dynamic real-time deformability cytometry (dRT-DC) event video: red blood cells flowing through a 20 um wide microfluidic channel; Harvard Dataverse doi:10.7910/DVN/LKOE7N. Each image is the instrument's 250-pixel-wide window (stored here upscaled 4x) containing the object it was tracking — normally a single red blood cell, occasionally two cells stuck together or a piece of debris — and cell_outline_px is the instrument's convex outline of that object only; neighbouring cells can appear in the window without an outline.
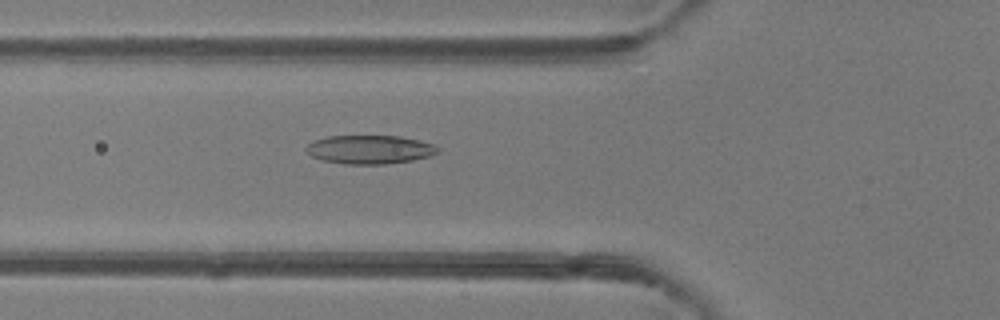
{"species": "common noctule bat (a hibernating species)", "species_latin": "Nyctalus noctula", "temperature_condition": "room temperature", "stored_images_in_passage": 36, "camera_frame_rate_fps": 3000, "um_per_image_px": 0.085, "animal": {"sex": "female"}, "frame": {"image": 1, "passage_image": 5, "time_ms": 1.333, "image_size_px": [1000, 320], "cell_outline_px": [[440, 152], [432, 156], [412, 160], [384, 164], [344, 164], [324, 160], [312, 156], [304, 148], [312, 140], [328, 136], [400, 136], [420, 140], [436, 144], [440, 148]], "centroid_in_image_um": [31.48, 12.7], "position_along_channel_um": 94.3, "area_um2": 22.2}}
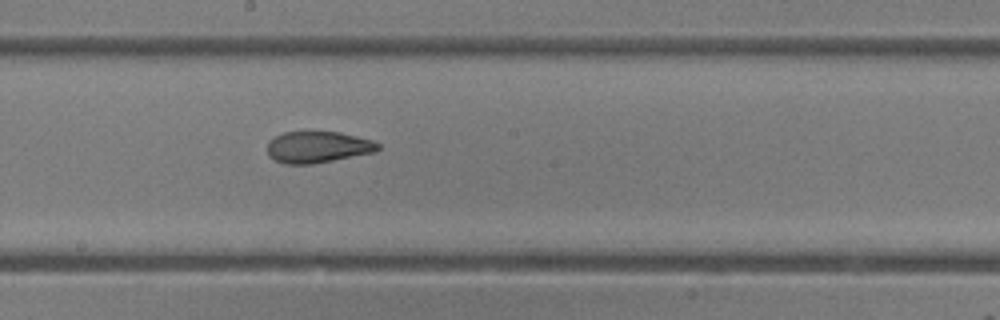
{"frame": {"image": 2, "passage_image": 14, "time_ms": 4.333, "image_size_px": [1000, 320], "cell_outline_px": [[380, 148], [376, 152], [312, 164], [284, 164], [268, 156], [268, 140], [284, 132], [340, 132], [372, 140], [380, 144]], "centroid_in_image_um": [27.02, 12.5], "position_along_channel_um": 221.2, "area_um2": 20.29}}
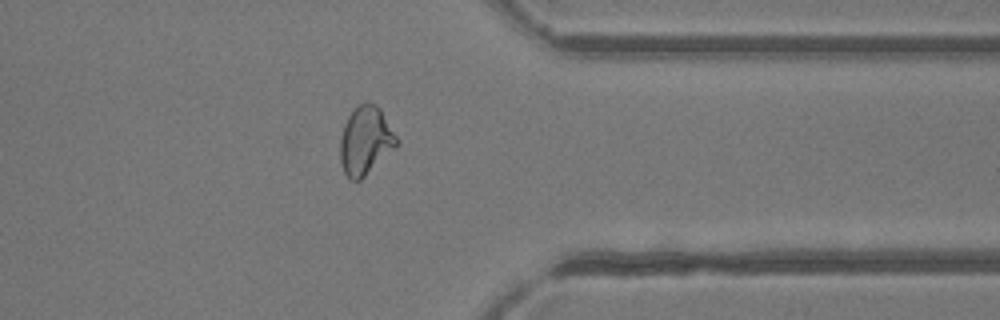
{"frame": {"image": 3, "passage_image": 26, "time_ms": 8.333, "image_size_px": [1000, 320], "cell_outline_px": [[400, 144], [396, 148], [360, 180], [352, 180], [344, 172], [340, 160], [340, 136], [344, 124], [348, 116], [360, 104], [368, 100], [376, 104], [380, 108], [400, 140]], "centroid_in_image_um": [31.1, 11.93], "position_along_channel_um": 380.3, "area_um2": 22.72}, "authors_computed_cell_mechanics": {"area_um2": 21.9062, "velocity_mm_per_s": 4.2068, "shape_relaxation_time_tau1_ms": null, "shape_relaxation_time_tau2_ms": 0.9255, "deformation_change_tau1": null, "deformation_change_tau2": 0.0665}}